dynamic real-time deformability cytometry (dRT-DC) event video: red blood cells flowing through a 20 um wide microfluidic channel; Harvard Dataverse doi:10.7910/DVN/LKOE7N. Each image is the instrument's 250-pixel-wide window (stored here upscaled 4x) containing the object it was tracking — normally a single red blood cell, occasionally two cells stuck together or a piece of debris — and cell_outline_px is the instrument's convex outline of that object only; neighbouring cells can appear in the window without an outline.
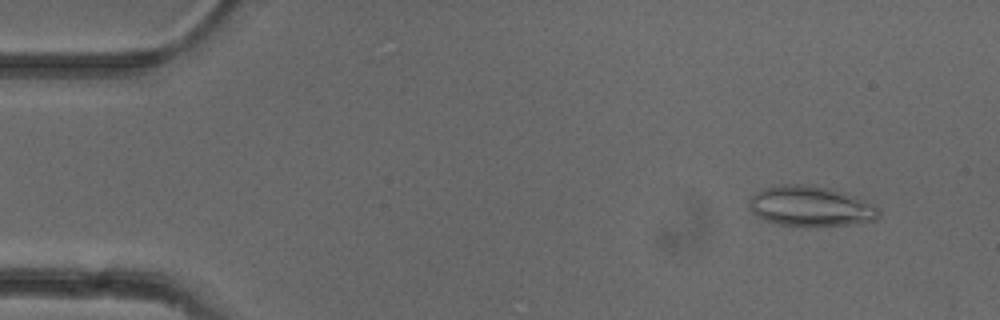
{"species": "common noctule bat (a hibernating species)", "species_latin": "Nyctalus noctula", "temperature_condition": "cold", "stored_images_in_passage": 52, "camera_frame_rate_fps": 3000, "um_per_image_px": 0.085, "animal": {"sex": "female"}, "frame": {"image": 1, "passage_image": 5, "time_ms": 1.333, "image_size_px": [1000, 320], "cell_outline_px": [[880, 212], [876, 220], [848, 224], [780, 224], [764, 220], [756, 216], [752, 212], [748, 204], [752, 196], [756, 192], [764, 188], [784, 184], [800, 184], [828, 188], [844, 192], [856, 196], [880, 208]], "centroid_in_image_um": [68.89, 17.5], "position_along_channel_um": 16.1, "area_um2": 29.71}}
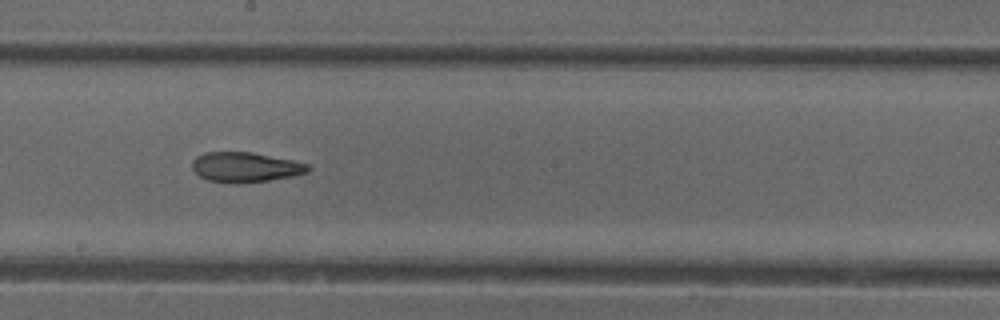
{"frame": {"image": 2, "passage_image": 29, "time_ms": 9.333, "image_size_px": [1000, 320], "cell_outline_px": [[312, 168], [308, 172], [292, 176], [268, 180], [208, 180], [200, 176], [192, 168], [192, 160], [196, 156], [204, 152], [252, 152], [292, 160], [308, 164]], "centroid_in_image_um": [20.88, 14.15], "position_along_channel_um": 227.3, "area_um2": 19.36}}
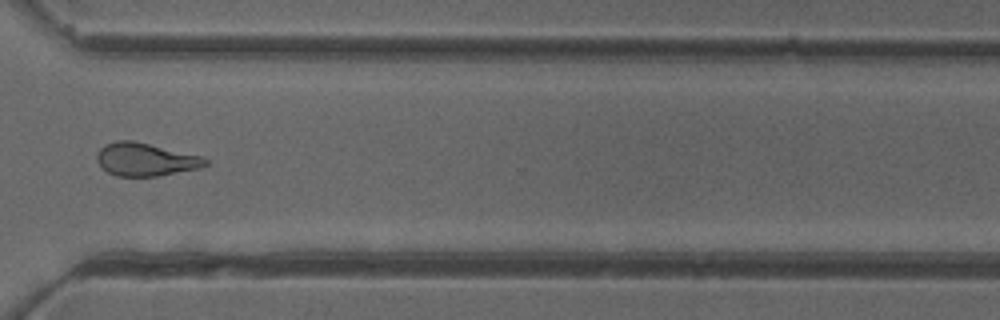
{"frame": {"image": 3, "passage_image": 39, "time_ms": 12.667, "image_size_px": [1000, 320], "cell_outline_px": [[208, 164], [200, 168], [160, 176], [116, 176], [108, 172], [96, 160], [96, 156], [100, 148], [104, 144], [116, 140], [132, 140], [200, 156], [208, 160]], "centroid_in_image_um": [12.35, 13.56], "position_along_channel_um": 358.3, "area_um2": 20.75}, "authors_computed_cell_mechanics": {"area_um2": 21.6461, "velocity_mm_per_s": 3.9346, "shape_relaxation_time_tau1_ms": null, "shape_relaxation_time_tau2_ms": 3.1035, "deformation_change_tau1": null, "deformation_change_tau2": 0.112}}